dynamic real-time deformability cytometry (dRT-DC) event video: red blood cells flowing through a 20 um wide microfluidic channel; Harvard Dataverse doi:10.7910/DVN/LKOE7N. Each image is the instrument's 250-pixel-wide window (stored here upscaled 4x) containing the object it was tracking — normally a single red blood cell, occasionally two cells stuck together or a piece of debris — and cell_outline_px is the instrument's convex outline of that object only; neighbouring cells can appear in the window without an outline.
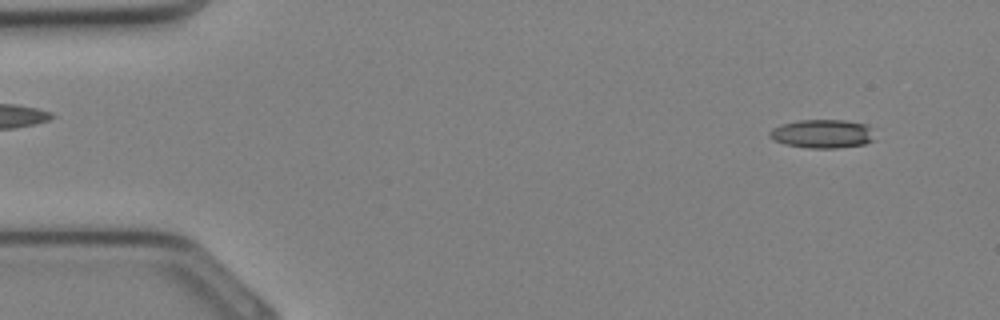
{"species": "Egyptian fruit bat (a non-hibernating species)", "species_latin": "Rousettus aegyptiacus", "temperature_condition": "cold", "stored_images_in_passage": 32, "camera_frame_rate_fps": 3000, "um_per_image_px": 0.085, "animal": {"sex": "female"}, "frame": {"image": 1, "passage_image": 2, "time_ms": 0.333, "image_size_px": [1000, 320], "cell_outline_px": [[876, 140], [864, 144], [836, 148], [808, 148], [784, 144], [768, 136], [768, 132], [772, 128], [780, 124], [800, 120], [844, 120], [868, 124], [872, 128]], "centroid_in_image_um": [69.94, 11.37], "position_along_channel_um": 15.1, "area_um2": 17.8}}
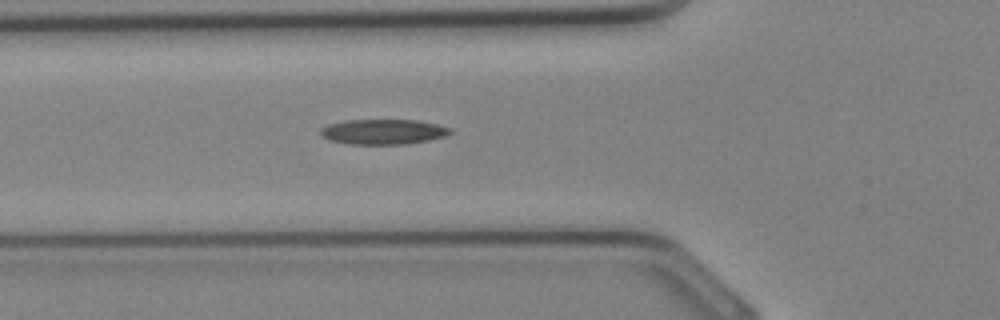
{"frame": {"image": 2, "passage_image": 11, "time_ms": 3.333, "image_size_px": [1000, 320], "cell_outline_px": [[452, 132], [448, 136], [428, 140], [404, 144], [348, 144], [328, 140], [320, 136], [320, 128], [328, 124], [344, 120], [416, 120], [436, 124], [448, 128]], "centroid_in_image_um": [32.51, 11.2], "position_along_channel_um": 93.3, "area_um2": 19.07}}
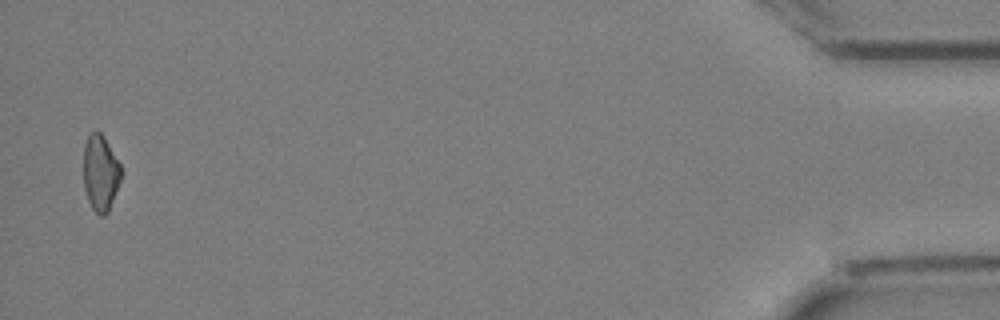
{"frame": {"image": 3, "passage_image": 32, "time_ms": 10.333, "image_size_px": [1000, 320], "cell_outline_px": [[120, 180], [108, 212], [104, 216], [100, 216], [92, 208], [88, 200], [84, 188], [84, 144], [88, 136], [96, 128], [104, 136], [120, 164]], "centroid_in_image_um": [8.52, 14.68], "position_along_channel_um": 426.7, "area_um2": 16.53}}